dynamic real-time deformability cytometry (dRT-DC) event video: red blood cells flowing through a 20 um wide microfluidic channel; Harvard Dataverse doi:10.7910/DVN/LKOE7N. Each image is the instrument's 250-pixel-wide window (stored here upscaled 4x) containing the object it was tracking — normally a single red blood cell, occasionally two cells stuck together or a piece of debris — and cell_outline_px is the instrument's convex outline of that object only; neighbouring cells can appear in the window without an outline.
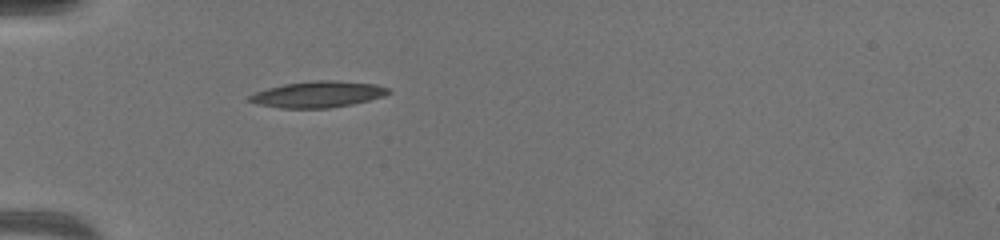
{"species": "common noctule bat (a hibernating species)", "species_latin": "Nyctalus noctula", "temperature_condition": "warm", "stored_images_in_passage": 44, "camera_frame_rate_fps": 3000, "um_per_image_px": 0.085, "animal": {"sex": "female", "body_mass_g": 19.5, "forearm_length_mm": 54.1}, "frame": {"image": 1, "passage_image": 1, "time_ms": 0.0, "image_size_px": [1000, 240], "cell_outline_px": [[392, 92], [384, 96], [352, 104], [328, 108], [280, 108], [260, 104], [248, 100], [248, 96], [256, 92], [268, 88], [284, 84], [312, 80], [332, 80], [376, 84], [388, 88]], "centroid_in_image_um": [27.04, 8.01], "position_along_channel_um": 58.0, "area_um2": 21.1}}
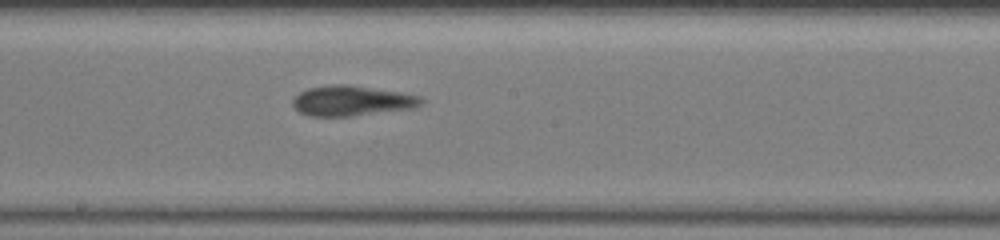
{"frame": {"image": 2, "passage_image": 17, "time_ms": 5.333, "image_size_px": [1000, 240], "cell_outline_px": [[424, 100], [416, 108], [352, 116], [308, 116], [300, 112], [292, 104], [292, 100], [300, 92], [308, 88], [332, 84], [348, 84], [400, 92], [420, 96]], "centroid_in_image_um": [29.91, 8.56], "position_along_channel_um": 218.3, "area_um2": 22.66}}
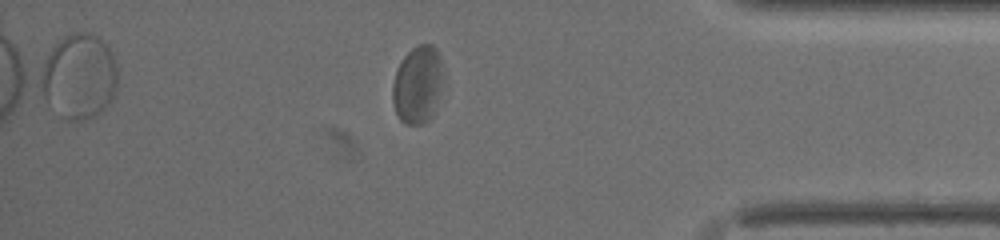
{"frame": {"image": 3, "passage_image": 36, "time_ms": 11.667, "image_size_px": [1000, 240], "cell_outline_px": [[440, 84], [432, 116], [424, 124], [404, 124], [400, 120], [396, 112], [392, 100], [392, 84], [396, 72], [404, 56], [412, 48], [420, 44], [432, 44], [436, 48], [440, 56]], "centroid_in_image_um": [35.45, 7.2], "position_along_channel_um": 399.8, "area_um2": 22.31}, "authors_computed_cell_mechanics": {"area_um2": 22.3108, "velocity_mm_per_s": 3.2375, "shape_relaxation_time_tau1_ms": null, "shape_relaxation_time_tau2_ms": 1.0956, "deformation_change_tau1": null, "deformation_change_tau2": 0.0756}}